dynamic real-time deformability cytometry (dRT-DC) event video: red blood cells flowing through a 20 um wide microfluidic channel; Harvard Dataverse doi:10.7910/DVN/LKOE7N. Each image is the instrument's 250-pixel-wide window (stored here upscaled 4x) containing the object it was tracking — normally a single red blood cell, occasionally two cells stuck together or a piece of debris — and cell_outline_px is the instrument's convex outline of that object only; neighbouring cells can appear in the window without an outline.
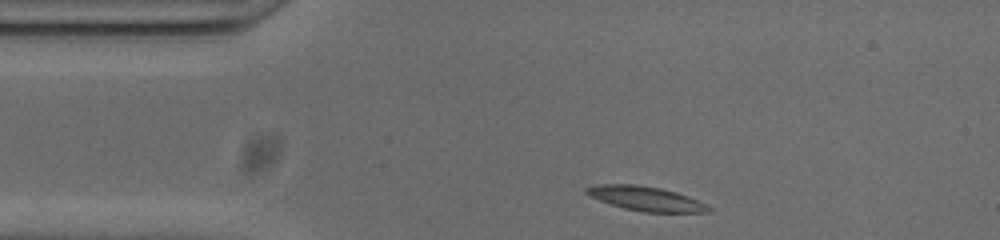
{"species": "common noctule bat (a hibernating species)", "species_latin": "Nyctalus noctula", "temperature_condition": "cold", "stored_images_in_passage": 45, "camera_frame_rate_fps": 3000, "um_per_image_px": 0.085, "animal": {"sex": "male", "body_mass_g": 20.0, "forearm_length_mm": 53.3}, "frame": {"image": 1, "passage_image": 1, "time_ms": 0.0, "image_size_px": [1000, 240], "cell_outline_px": [[712, 212], [644, 212], [624, 208], [600, 200], [584, 192], [584, 188], [596, 184], [636, 184], [660, 188], [676, 192], [688, 196], [712, 208]], "centroid_in_image_um": [54.89, 16.87], "position_along_channel_um": 30.1, "area_um2": 17.17}}
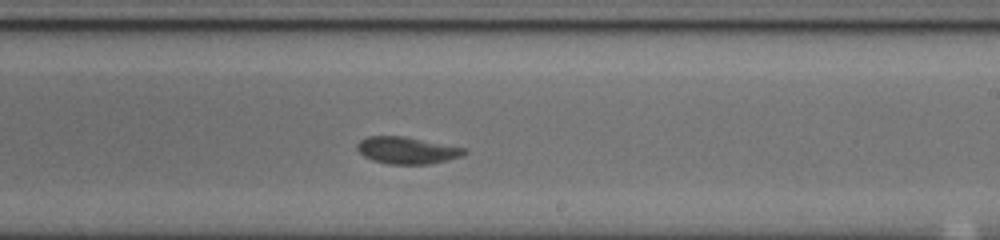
{"frame": {"image": 2, "passage_image": 22, "time_ms": 7.0, "image_size_px": [1000, 240], "cell_outline_px": [[468, 152], [464, 156], [448, 160], [428, 164], [388, 164], [372, 160], [364, 156], [356, 148], [356, 144], [360, 140], [368, 136], [404, 136], [468, 148]], "centroid_in_image_um": [34.64, 12.78], "position_along_channel_um": 254.4, "area_um2": 17.05}}
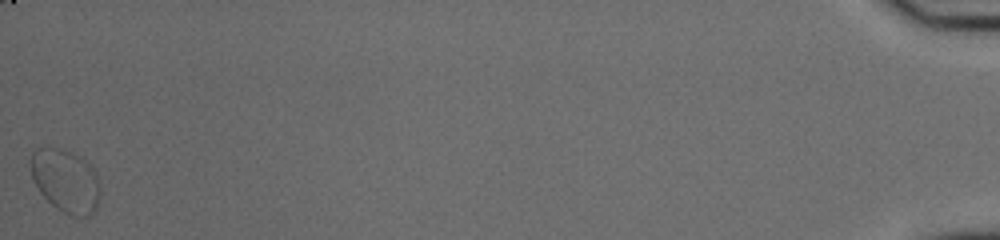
{"frame": {"image": 3, "passage_image": 45, "time_ms": 14.667, "image_size_px": [1000, 240], "cell_outline_px": [[100, 196], [96, 208], [88, 216], [72, 216], [56, 208], [40, 192], [32, 176], [28, 164], [28, 160], [32, 152], [36, 148], [64, 148], [72, 152], [92, 164], [96, 172], [100, 188]], "centroid_in_image_um": [5.58, 15.33], "position_along_channel_um": 429.6, "area_um2": 25.89}, "authors_computed_cell_mechanics": {"area_um2": 16.762, "velocity_mm_per_s": 3.7384, "shape_relaxation_time_tau1_ms": 3.8429, "shape_relaxation_time_tau2_ms": 2.2889, "deformation_change_tau1": 0.1504, "deformation_change_tau2": 0.0647}}